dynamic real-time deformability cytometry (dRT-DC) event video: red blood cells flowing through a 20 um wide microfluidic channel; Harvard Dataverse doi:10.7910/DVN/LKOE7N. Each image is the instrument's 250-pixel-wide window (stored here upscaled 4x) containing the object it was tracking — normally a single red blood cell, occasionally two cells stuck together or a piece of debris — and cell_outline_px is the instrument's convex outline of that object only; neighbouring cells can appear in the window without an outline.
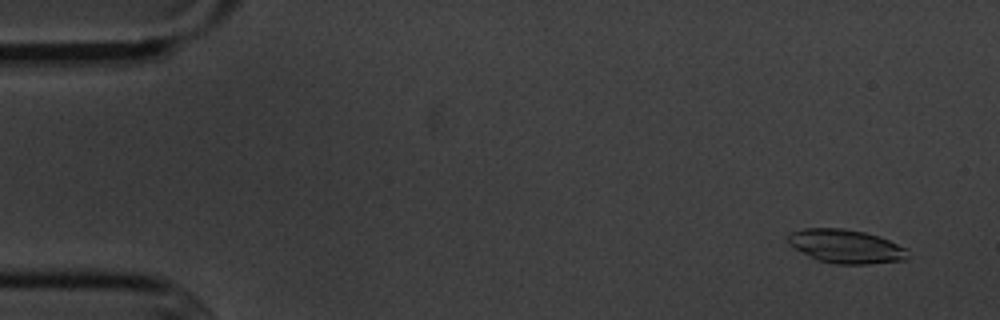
{"species": "common noctule bat (a hibernating species)", "species_latin": "Nyctalus noctula", "temperature_condition": "cold", "stored_images_in_passage": 5, "camera_frame_rate_fps": 3000, "um_per_image_px": 0.085, "animal": {"sex": "male", "body_mass_g": 20.1, "forearm_length_mm": 53.5}, "frame": {"image": 1, "passage_image": 1, "time_ms": 0.0, "image_size_px": [1000, 320], "cell_outline_px": [[908, 260], [868, 264], [836, 264], [820, 260], [788, 244], [788, 236], [792, 232], [804, 228], [844, 228], [864, 232], [880, 236], [908, 248]], "centroid_in_image_um": [71.98, 20.93], "position_along_channel_um": 13.0, "area_um2": 23.47}}